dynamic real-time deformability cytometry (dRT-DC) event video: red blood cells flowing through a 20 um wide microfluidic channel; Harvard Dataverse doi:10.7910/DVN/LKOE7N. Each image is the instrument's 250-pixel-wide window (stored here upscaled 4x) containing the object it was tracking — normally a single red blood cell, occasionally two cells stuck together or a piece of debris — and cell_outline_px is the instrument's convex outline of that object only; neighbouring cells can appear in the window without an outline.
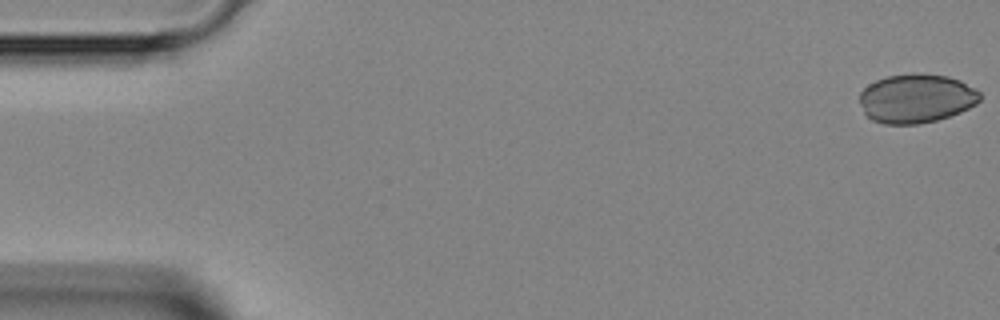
{"species": "Egyptian fruit bat (a non-hibernating species)", "species_latin": "Rousettus aegyptiacus", "temperature_condition": "room temperature", "stored_images_in_passage": 5, "camera_frame_rate_fps": 3000, "um_per_image_px": 0.085, "animal": {"sex": "female"}, "frame": {"image": 1, "passage_image": 1, "time_ms": 0.0, "image_size_px": [1000, 320], "cell_outline_px": [[980, 100], [976, 104], [960, 112], [936, 120], [920, 124], [884, 124], [872, 120], [864, 112], [860, 104], [860, 92], [868, 84], [876, 80], [888, 76], [912, 72], [916, 72], [948, 76], [960, 80], [976, 88], [980, 92]], "centroid_in_image_um": [77.89, 8.35], "position_along_channel_um": 7.1, "area_um2": 34.62}}